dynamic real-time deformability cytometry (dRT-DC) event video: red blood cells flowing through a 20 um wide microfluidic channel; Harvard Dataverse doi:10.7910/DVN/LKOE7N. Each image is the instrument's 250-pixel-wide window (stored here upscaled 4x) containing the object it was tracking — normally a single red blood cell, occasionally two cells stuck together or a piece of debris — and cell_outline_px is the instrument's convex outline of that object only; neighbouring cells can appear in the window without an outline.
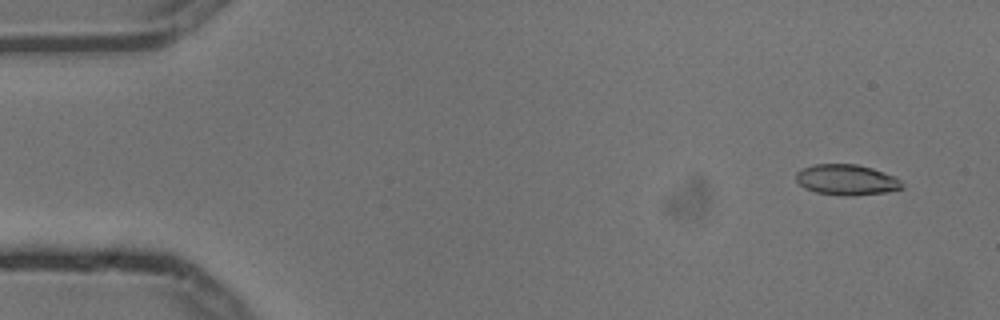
{"species": "common noctule bat (a hibernating species)", "species_latin": "Nyctalus noctula", "temperature_condition": "cold", "stored_images_in_passage": 4, "camera_frame_rate_fps": 3000, "um_per_image_px": 0.085, "animal": {"sex": "male", "body_mass_g": 13.3}, "frame": {"image": 1, "passage_image": 1, "time_ms": 0.0, "image_size_px": [1000, 320], "cell_outline_px": [[904, 188], [888, 192], [852, 196], [844, 196], [816, 192], [804, 188], [796, 180], [796, 172], [804, 168], [816, 164], [856, 164], [872, 168], [896, 176], [904, 184]], "centroid_in_image_um": [72.0, 15.29], "position_along_channel_um": 13.0, "area_um2": 19.07}}